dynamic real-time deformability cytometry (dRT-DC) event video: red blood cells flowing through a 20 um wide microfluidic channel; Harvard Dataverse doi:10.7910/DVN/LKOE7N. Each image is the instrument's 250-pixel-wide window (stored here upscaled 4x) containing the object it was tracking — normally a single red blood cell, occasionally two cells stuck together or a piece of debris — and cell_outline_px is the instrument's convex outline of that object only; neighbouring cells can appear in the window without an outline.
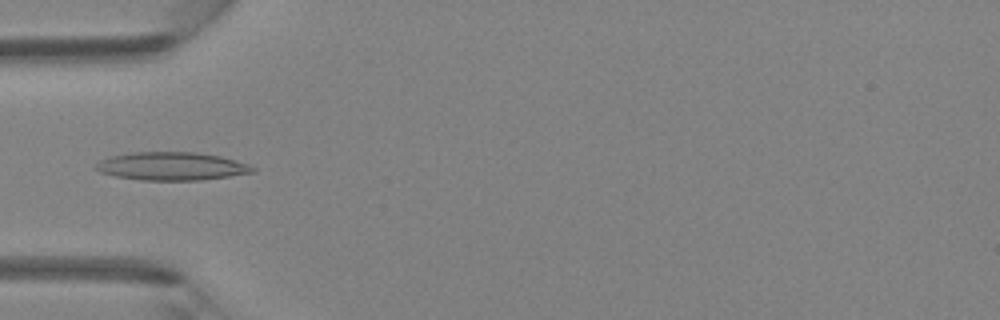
{"species": "Egyptian fruit bat (a non-hibernating species)", "species_latin": "Rousettus aegyptiacus", "temperature_condition": "room temperature", "stored_images_in_passage": 31, "camera_frame_rate_fps": 3000, "um_per_image_px": 0.085, "animal": {"sex": "female"}, "frame": {"image": 1, "passage_image": 1, "time_ms": 0.0, "image_size_px": [1000, 320], "cell_outline_px": [[256, 172], [200, 180], [140, 180], [116, 176], [100, 172], [92, 168], [100, 160], [108, 156], [132, 152], [196, 152], [220, 156], [248, 164], [256, 168]], "centroid_in_image_um": [14.55, 14.12], "position_along_channel_um": 70.4, "area_um2": 25.78}}
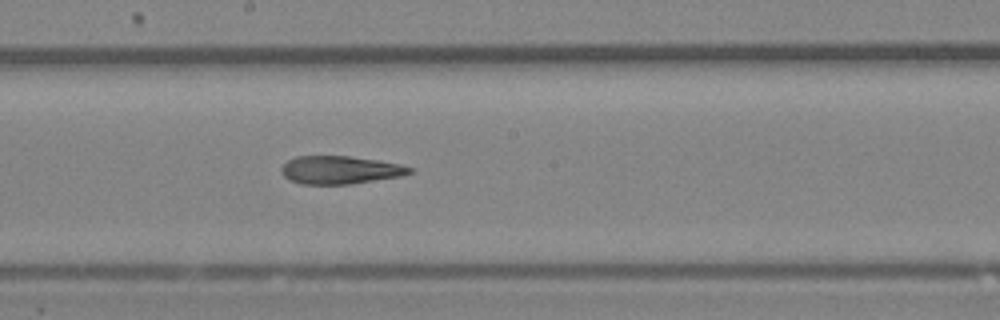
{"frame": {"image": 2, "passage_image": 11, "time_ms": 3.333, "image_size_px": [1000, 320], "cell_outline_px": [[412, 172], [400, 176], [352, 184], [300, 184], [288, 180], [280, 172], [280, 168], [288, 160], [296, 156], [348, 156], [380, 160], [400, 164], [412, 168]], "centroid_in_image_um": [28.87, 14.45], "position_along_channel_um": 219.3, "area_um2": 21.04}}
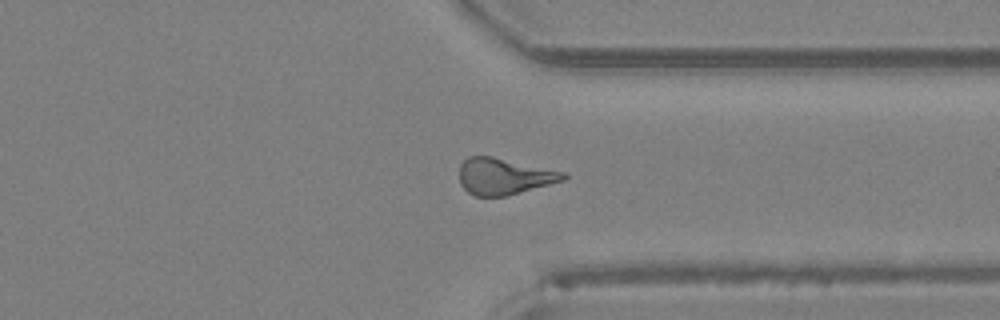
{"frame": {"image": 3, "passage_image": 21, "time_ms": 6.667, "image_size_px": [1000, 320], "cell_outline_px": [[568, 176], [564, 180], [520, 192], [504, 196], [476, 196], [468, 192], [460, 184], [460, 164], [468, 156], [492, 156], [568, 172]], "centroid_in_image_um": [42.86, 14.97], "position_along_channel_um": 368.5, "area_um2": 22.08}}